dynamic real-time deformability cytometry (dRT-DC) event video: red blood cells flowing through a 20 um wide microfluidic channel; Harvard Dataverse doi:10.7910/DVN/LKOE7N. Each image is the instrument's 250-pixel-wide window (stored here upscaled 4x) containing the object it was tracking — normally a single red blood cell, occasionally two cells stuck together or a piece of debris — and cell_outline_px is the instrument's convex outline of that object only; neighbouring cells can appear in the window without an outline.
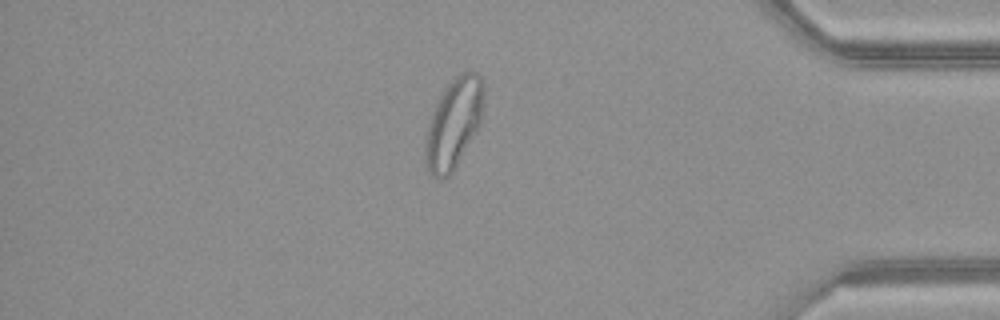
{"species": "common noctule bat (a hibernating species)", "species_latin": "Nyctalus noctula", "temperature_condition": "warm", "stored_images_in_passage": 49, "camera_frame_rate_fps": 3000, "um_per_image_px": 0.085, "animal": {"sex": "female", "body_mass_g": 21.9}, "frame": {"image": 1, "passage_image": 42, "time_ms": 13.667, "image_size_px": [1000, 320], "cell_outline_px": [[484, 96], [480, 124], [452, 172], [448, 176], [440, 180], [432, 176], [428, 172], [424, 160], [424, 148], [428, 124], [436, 104], [444, 88], [460, 72], [476, 72], [484, 80]], "centroid_in_image_um": [38.55, 10.49], "position_along_channel_um": 396.6, "area_um2": 30.52}}